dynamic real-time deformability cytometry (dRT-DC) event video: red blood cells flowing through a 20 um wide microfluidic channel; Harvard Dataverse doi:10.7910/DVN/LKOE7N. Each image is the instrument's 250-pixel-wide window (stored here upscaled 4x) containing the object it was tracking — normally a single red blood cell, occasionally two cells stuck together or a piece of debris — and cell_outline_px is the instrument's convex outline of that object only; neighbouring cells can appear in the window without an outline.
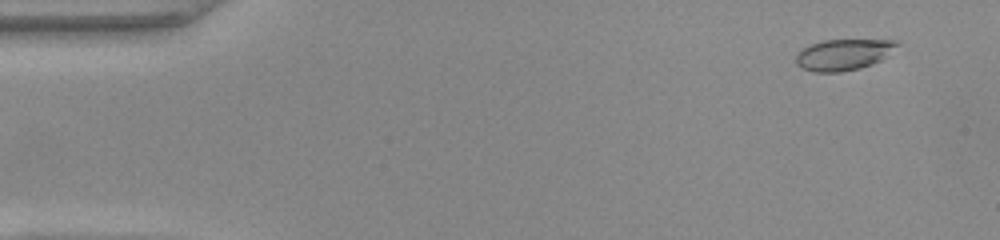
{"species": "common noctule bat (a hibernating species)", "species_latin": "Nyctalus noctula", "temperature_condition": "warm", "stored_images_in_passage": 51, "segment_of_instrument_passage": [1, 2], "camera_frame_rate_fps": 3000, "um_per_image_px": 0.085, "animal": {"sex": "female", "body_mass_g": 22.0, "forearm_length_mm": 56.7}, "frame": {"image": 1, "passage_image": 4, "time_ms": 1.0, "image_size_px": [1000, 240], "cell_outline_px": [[900, 44], [888, 56], [872, 64], [860, 68], [840, 72], [812, 72], [796, 64], [796, 56], [808, 44], [824, 40], [896, 40]], "centroid_in_image_um": [71.72, 4.64], "position_along_channel_um": 13.3, "area_um2": 18.32}}
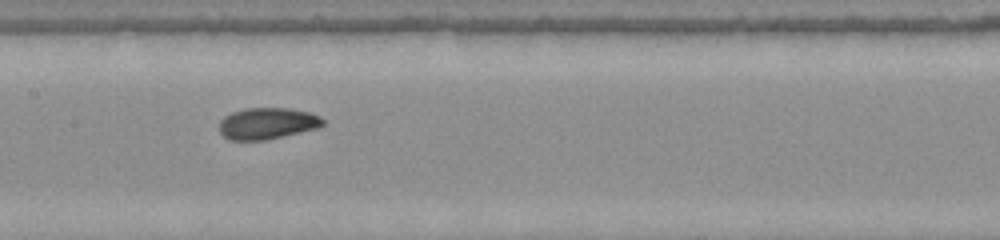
{"frame": {"image": 2, "passage_image": 25, "time_ms": 8.0, "image_size_px": [1000, 240], "cell_outline_px": [[324, 124], [316, 128], [264, 140], [228, 140], [220, 132], [220, 120], [224, 116], [232, 112], [244, 108], [288, 108], [312, 112], [320, 116], [324, 120]], "centroid_in_image_um": [22.71, 10.48], "position_along_channel_um": 184.7, "area_um2": 18.96}}
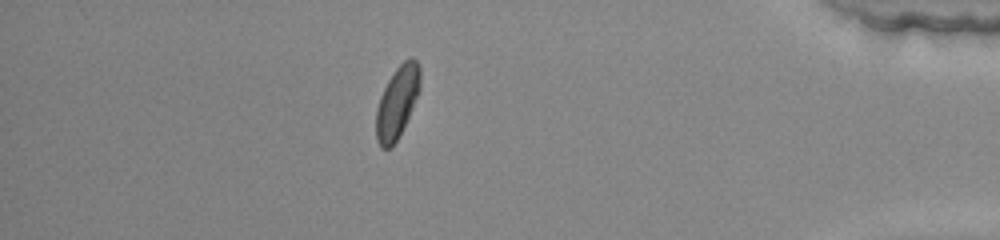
{"frame": {"image": 3, "passage_image": 44, "time_ms": 14.333, "image_size_px": [1000, 240], "cell_outline_px": [[420, 88], [412, 108], [396, 140], [388, 148], [380, 148], [376, 140], [376, 108], [380, 96], [388, 80], [396, 68], [404, 60], [412, 56], [416, 60], [420, 68]], "centroid_in_image_um": [33.74, 8.65], "position_along_channel_um": 401.5, "area_um2": 18.15}}